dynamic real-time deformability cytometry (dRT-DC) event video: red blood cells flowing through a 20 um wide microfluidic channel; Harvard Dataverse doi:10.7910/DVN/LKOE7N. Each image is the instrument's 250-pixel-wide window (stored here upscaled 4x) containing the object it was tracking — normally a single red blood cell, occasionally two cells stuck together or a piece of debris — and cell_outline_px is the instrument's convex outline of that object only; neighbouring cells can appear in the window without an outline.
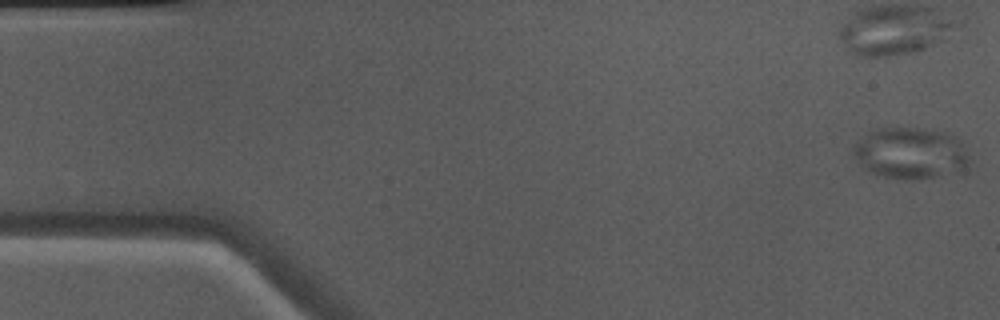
{"species": "Egyptian fruit bat (a non-hibernating species)", "species_latin": "Rousettus aegyptiacus", "temperature_condition": "warm", "stored_images_in_passage": 50, "camera_frame_rate_fps": 3000, "um_per_image_px": 0.085, "animal": {"sex": "male"}, "frame": {"image": 1, "passage_image": 1, "time_ms": 0.0, "image_size_px": [1000, 320], "cell_outline_px": [[972, 160], [956, 168], [932, 176], [884, 176], [872, 172], [864, 168], [860, 164], [852, 152], [852, 148], [872, 128], [932, 128], [948, 132], [956, 136], [964, 144]], "centroid_in_image_um": [77.37, 12.91], "position_along_channel_um": 7.6, "area_um2": 33.58}}